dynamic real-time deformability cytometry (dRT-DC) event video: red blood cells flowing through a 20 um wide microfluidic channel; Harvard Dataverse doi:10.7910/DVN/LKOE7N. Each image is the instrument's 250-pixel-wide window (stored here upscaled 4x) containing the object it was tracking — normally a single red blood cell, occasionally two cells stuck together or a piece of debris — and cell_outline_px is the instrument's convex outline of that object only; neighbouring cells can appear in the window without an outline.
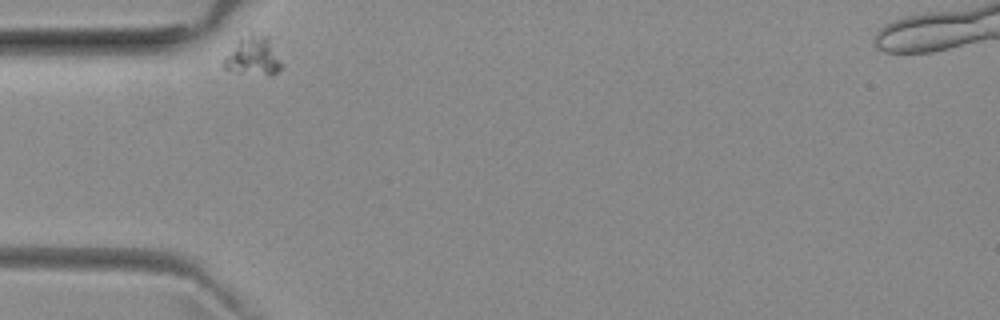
{"species": "common noctule bat (a hibernating species)", "species_latin": "Nyctalus noctula", "temperature_condition": "room temperature", "stored_images_in_passage": 2, "camera_frame_rate_fps": 3000, "um_per_image_px": 0.085, "animal": {"sex": "female", "body_mass_g": 29.2, "forearm_length_mm": 56.3}, "frame": {"image": 1, "passage_image": 1, "time_ms": 0.0, "image_size_px": [1000, 320], "cell_outline_px": [[284, 64], [276, 72], [240, 72], [224, 68], [224, 56], [240, 36], [248, 32], [252, 32], [268, 36]], "centroid_in_image_um": [21.51, 4.66], "position_along_channel_um": 63.5, "area_um2": 12.83}}